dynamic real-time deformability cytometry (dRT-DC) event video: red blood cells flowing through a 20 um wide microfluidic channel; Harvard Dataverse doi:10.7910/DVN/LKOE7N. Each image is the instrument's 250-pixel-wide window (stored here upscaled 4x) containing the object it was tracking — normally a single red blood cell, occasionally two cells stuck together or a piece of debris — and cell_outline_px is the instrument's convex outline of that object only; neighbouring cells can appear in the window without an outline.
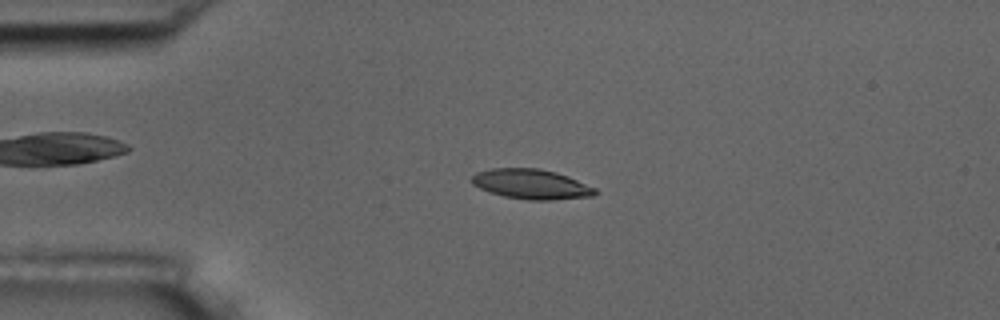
{"species": "common noctule bat (a hibernating species)", "species_latin": "Nyctalus noctula", "temperature_condition": "room temperature", "stored_images_in_passage": 56, "camera_frame_rate_fps": 3000, "um_per_image_px": 0.085, "animal": {"sex": "male", "body_mass_g": 17.5, "forearm_length_mm": 52.3}, "frame": {"image": 1, "passage_image": 13, "time_ms": 4.0, "image_size_px": [1000, 320], "cell_outline_px": [[600, 192], [592, 196], [552, 200], [528, 200], [504, 196], [480, 188], [472, 184], [468, 180], [476, 172], [492, 168], [540, 168], [556, 172], [568, 176], [596, 188]], "centroid_in_image_um": [45.16, 15.64], "position_along_channel_um": 39.8, "area_um2": 21.62}}
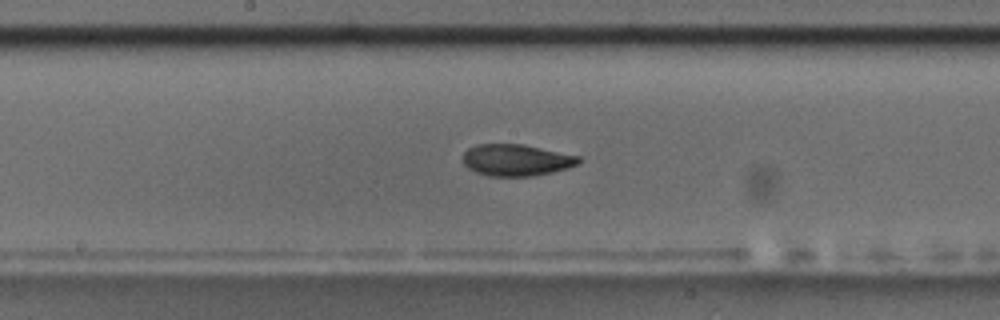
{"frame": {"image": 2, "passage_image": 29, "time_ms": 9.333, "image_size_px": [1000, 320], "cell_outline_px": [[584, 160], [580, 164], [568, 168], [552, 172], [532, 176], [488, 176], [476, 172], [468, 168], [464, 164], [464, 152], [468, 148], [476, 144], [524, 144], [580, 156]], "centroid_in_image_um": [43.93, 13.6], "position_along_channel_um": 204.3, "area_um2": 21.56}}
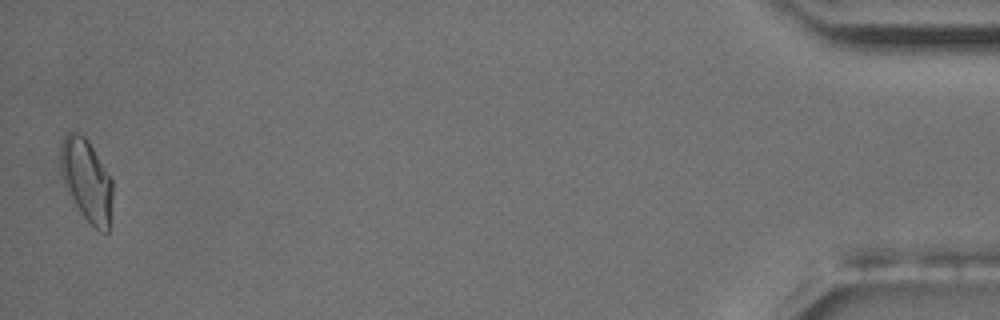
{"frame": {"image": 3, "passage_image": 55, "time_ms": 18.0, "image_size_px": [1000, 320], "cell_outline_px": [[112, 200], [108, 232], [104, 232], [96, 228], [80, 212], [68, 192], [64, 184], [60, 164], [60, 144], [64, 136], [68, 132], [76, 128], [88, 140], [112, 180]], "centroid_in_image_um": [7.34, 15.25], "position_along_channel_um": 427.9, "area_um2": 24.85}, "authors_computed_cell_mechanics": {"area_um2": 21.5594, "velocity_mm_per_s": 3.6191, "shape_relaxation_time_tau1_ms": 5.0719, "shape_relaxation_time_tau2_ms": 3.5153, "deformation_change_tau1": 0.1663, "deformation_change_tau2": 0.0774}}